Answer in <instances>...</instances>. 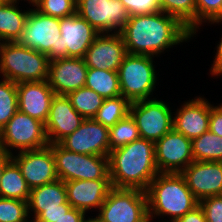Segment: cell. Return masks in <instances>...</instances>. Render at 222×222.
I'll use <instances>...</instances> for the list:
<instances>
[{
	"instance_id": "6da1fadb",
	"label": "cell",
	"mask_w": 222,
	"mask_h": 222,
	"mask_svg": "<svg viewBox=\"0 0 222 222\" xmlns=\"http://www.w3.org/2000/svg\"><path fill=\"white\" fill-rule=\"evenodd\" d=\"M120 34L128 54L151 57L159 56L164 50L193 37L176 17L162 11L130 16Z\"/></svg>"
},
{
	"instance_id": "7a4b0ae2",
	"label": "cell",
	"mask_w": 222,
	"mask_h": 222,
	"mask_svg": "<svg viewBox=\"0 0 222 222\" xmlns=\"http://www.w3.org/2000/svg\"><path fill=\"white\" fill-rule=\"evenodd\" d=\"M108 166L112 187L146 191L159 173L154 142L139 138L110 151Z\"/></svg>"
},
{
	"instance_id": "3957f363",
	"label": "cell",
	"mask_w": 222,
	"mask_h": 222,
	"mask_svg": "<svg viewBox=\"0 0 222 222\" xmlns=\"http://www.w3.org/2000/svg\"><path fill=\"white\" fill-rule=\"evenodd\" d=\"M146 194L148 218L151 220L156 216H170V220L162 222H174L199 205L180 173H158L150 182Z\"/></svg>"
},
{
	"instance_id": "277c9868",
	"label": "cell",
	"mask_w": 222,
	"mask_h": 222,
	"mask_svg": "<svg viewBox=\"0 0 222 222\" xmlns=\"http://www.w3.org/2000/svg\"><path fill=\"white\" fill-rule=\"evenodd\" d=\"M50 60L36 50L15 42H0V73L16 84L43 82L48 78Z\"/></svg>"
},
{
	"instance_id": "5b68a950",
	"label": "cell",
	"mask_w": 222,
	"mask_h": 222,
	"mask_svg": "<svg viewBox=\"0 0 222 222\" xmlns=\"http://www.w3.org/2000/svg\"><path fill=\"white\" fill-rule=\"evenodd\" d=\"M153 58L127 53L118 68L121 95L131 103L151 99L157 82Z\"/></svg>"
},
{
	"instance_id": "8992f818",
	"label": "cell",
	"mask_w": 222,
	"mask_h": 222,
	"mask_svg": "<svg viewBox=\"0 0 222 222\" xmlns=\"http://www.w3.org/2000/svg\"><path fill=\"white\" fill-rule=\"evenodd\" d=\"M49 146L53 151L58 179L64 182L110 179L107 156L75 153L66 150L59 143Z\"/></svg>"
},
{
	"instance_id": "52a82bcc",
	"label": "cell",
	"mask_w": 222,
	"mask_h": 222,
	"mask_svg": "<svg viewBox=\"0 0 222 222\" xmlns=\"http://www.w3.org/2000/svg\"><path fill=\"white\" fill-rule=\"evenodd\" d=\"M60 18L30 9L24 31L18 42L29 49L45 54L48 59L62 58Z\"/></svg>"
},
{
	"instance_id": "ba28073f",
	"label": "cell",
	"mask_w": 222,
	"mask_h": 222,
	"mask_svg": "<svg viewBox=\"0 0 222 222\" xmlns=\"http://www.w3.org/2000/svg\"><path fill=\"white\" fill-rule=\"evenodd\" d=\"M97 217L101 222H146L149 219L146 191L112 187Z\"/></svg>"
},
{
	"instance_id": "9c48e42d",
	"label": "cell",
	"mask_w": 222,
	"mask_h": 222,
	"mask_svg": "<svg viewBox=\"0 0 222 222\" xmlns=\"http://www.w3.org/2000/svg\"><path fill=\"white\" fill-rule=\"evenodd\" d=\"M48 145L45 124L19 110L0 131V149L10 155L13 148L22 152Z\"/></svg>"
},
{
	"instance_id": "30bf717a",
	"label": "cell",
	"mask_w": 222,
	"mask_h": 222,
	"mask_svg": "<svg viewBox=\"0 0 222 222\" xmlns=\"http://www.w3.org/2000/svg\"><path fill=\"white\" fill-rule=\"evenodd\" d=\"M172 110L157 98L132 102L129 114L139 129L140 138L157 142L173 129Z\"/></svg>"
},
{
	"instance_id": "8fae6325",
	"label": "cell",
	"mask_w": 222,
	"mask_h": 222,
	"mask_svg": "<svg viewBox=\"0 0 222 222\" xmlns=\"http://www.w3.org/2000/svg\"><path fill=\"white\" fill-rule=\"evenodd\" d=\"M76 13L98 33H120L129 14L120 0H79Z\"/></svg>"
},
{
	"instance_id": "7c38bea8",
	"label": "cell",
	"mask_w": 222,
	"mask_h": 222,
	"mask_svg": "<svg viewBox=\"0 0 222 222\" xmlns=\"http://www.w3.org/2000/svg\"><path fill=\"white\" fill-rule=\"evenodd\" d=\"M159 173H181L193 161L192 140L172 129L154 143Z\"/></svg>"
},
{
	"instance_id": "4fadbf2b",
	"label": "cell",
	"mask_w": 222,
	"mask_h": 222,
	"mask_svg": "<svg viewBox=\"0 0 222 222\" xmlns=\"http://www.w3.org/2000/svg\"><path fill=\"white\" fill-rule=\"evenodd\" d=\"M59 144L66 150L84 155H109V128L94 119H85Z\"/></svg>"
},
{
	"instance_id": "5bb4252c",
	"label": "cell",
	"mask_w": 222,
	"mask_h": 222,
	"mask_svg": "<svg viewBox=\"0 0 222 222\" xmlns=\"http://www.w3.org/2000/svg\"><path fill=\"white\" fill-rule=\"evenodd\" d=\"M11 157L20 168L30 189L58 179L53 151L49 145L40 149L18 152Z\"/></svg>"
},
{
	"instance_id": "9a60e30c",
	"label": "cell",
	"mask_w": 222,
	"mask_h": 222,
	"mask_svg": "<svg viewBox=\"0 0 222 222\" xmlns=\"http://www.w3.org/2000/svg\"><path fill=\"white\" fill-rule=\"evenodd\" d=\"M126 54L120 33H101L87 49L83 59L88 68L117 72Z\"/></svg>"
},
{
	"instance_id": "2e32d148",
	"label": "cell",
	"mask_w": 222,
	"mask_h": 222,
	"mask_svg": "<svg viewBox=\"0 0 222 222\" xmlns=\"http://www.w3.org/2000/svg\"><path fill=\"white\" fill-rule=\"evenodd\" d=\"M180 174L198 201L222 195V162L193 161Z\"/></svg>"
},
{
	"instance_id": "e0dca14e",
	"label": "cell",
	"mask_w": 222,
	"mask_h": 222,
	"mask_svg": "<svg viewBox=\"0 0 222 222\" xmlns=\"http://www.w3.org/2000/svg\"><path fill=\"white\" fill-rule=\"evenodd\" d=\"M88 67L83 58L51 60L47 82L56 95H67L85 86Z\"/></svg>"
},
{
	"instance_id": "ac0fdd59",
	"label": "cell",
	"mask_w": 222,
	"mask_h": 222,
	"mask_svg": "<svg viewBox=\"0 0 222 222\" xmlns=\"http://www.w3.org/2000/svg\"><path fill=\"white\" fill-rule=\"evenodd\" d=\"M62 58H83L87 49L100 34L77 13L60 18Z\"/></svg>"
},
{
	"instance_id": "d6986e66",
	"label": "cell",
	"mask_w": 222,
	"mask_h": 222,
	"mask_svg": "<svg viewBox=\"0 0 222 222\" xmlns=\"http://www.w3.org/2000/svg\"><path fill=\"white\" fill-rule=\"evenodd\" d=\"M85 119L65 95H55L51 102L45 130L49 144L59 143L72 134Z\"/></svg>"
},
{
	"instance_id": "ffe728a7",
	"label": "cell",
	"mask_w": 222,
	"mask_h": 222,
	"mask_svg": "<svg viewBox=\"0 0 222 222\" xmlns=\"http://www.w3.org/2000/svg\"><path fill=\"white\" fill-rule=\"evenodd\" d=\"M212 104L205 98L195 97L183 103L173 116V129L190 140L209 130Z\"/></svg>"
},
{
	"instance_id": "44dd1931",
	"label": "cell",
	"mask_w": 222,
	"mask_h": 222,
	"mask_svg": "<svg viewBox=\"0 0 222 222\" xmlns=\"http://www.w3.org/2000/svg\"><path fill=\"white\" fill-rule=\"evenodd\" d=\"M18 110L45 124L51 102L56 95L47 80L43 82H21L16 84Z\"/></svg>"
},
{
	"instance_id": "7402d4cb",
	"label": "cell",
	"mask_w": 222,
	"mask_h": 222,
	"mask_svg": "<svg viewBox=\"0 0 222 222\" xmlns=\"http://www.w3.org/2000/svg\"><path fill=\"white\" fill-rule=\"evenodd\" d=\"M65 187L71 206L87 214L92 208L99 210L112 185L110 179L72 180Z\"/></svg>"
},
{
	"instance_id": "603a6c76",
	"label": "cell",
	"mask_w": 222,
	"mask_h": 222,
	"mask_svg": "<svg viewBox=\"0 0 222 222\" xmlns=\"http://www.w3.org/2000/svg\"><path fill=\"white\" fill-rule=\"evenodd\" d=\"M67 202L65 182L57 179L31 189L28 201V215L33 214L32 219L35 220L45 210L63 209V204Z\"/></svg>"
},
{
	"instance_id": "cb8c5ba5",
	"label": "cell",
	"mask_w": 222,
	"mask_h": 222,
	"mask_svg": "<svg viewBox=\"0 0 222 222\" xmlns=\"http://www.w3.org/2000/svg\"><path fill=\"white\" fill-rule=\"evenodd\" d=\"M18 2L20 1H0V42H15L22 36L30 10H19Z\"/></svg>"
},
{
	"instance_id": "d4e9b609",
	"label": "cell",
	"mask_w": 222,
	"mask_h": 222,
	"mask_svg": "<svg viewBox=\"0 0 222 222\" xmlns=\"http://www.w3.org/2000/svg\"><path fill=\"white\" fill-rule=\"evenodd\" d=\"M31 189L17 163L11 159L5 166L0 180V197L29 201Z\"/></svg>"
},
{
	"instance_id": "484cf974",
	"label": "cell",
	"mask_w": 222,
	"mask_h": 222,
	"mask_svg": "<svg viewBox=\"0 0 222 222\" xmlns=\"http://www.w3.org/2000/svg\"><path fill=\"white\" fill-rule=\"evenodd\" d=\"M85 86L104 99L121 96L118 72L88 68Z\"/></svg>"
},
{
	"instance_id": "4316f807",
	"label": "cell",
	"mask_w": 222,
	"mask_h": 222,
	"mask_svg": "<svg viewBox=\"0 0 222 222\" xmlns=\"http://www.w3.org/2000/svg\"><path fill=\"white\" fill-rule=\"evenodd\" d=\"M194 161L222 162V137L210 130L192 140Z\"/></svg>"
},
{
	"instance_id": "83f0119b",
	"label": "cell",
	"mask_w": 222,
	"mask_h": 222,
	"mask_svg": "<svg viewBox=\"0 0 222 222\" xmlns=\"http://www.w3.org/2000/svg\"><path fill=\"white\" fill-rule=\"evenodd\" d=\"M161 11L176 17L196 35V0H159Z\"/></svg>"
},
{
	"instance_id": "f1b7e54d",
	"label": "cell",
	"mask_w": 222,
	"mask_h": 222,
	"mask_svg": "<svg viewBox=\"0 0 222 222\" xmlns=\"http://www.w3.org/2000/svg\"><path fill=\"white\" fill-rule=\"evenodd\" d=\"M66 96L84 119H93L104 101L102 96L86 86L72 91Z\"/></svg>"
},
{
	"instance_id": "f546056e",
	"label": "cell",
	"mask_w": 222,
	"mask_h": 222,
	"mask_svg": "<svg viewBox=\"0 0 222 222\" xmlns=\"http://www.w3.org/2000/svg\"><path fill=\"white\" fill-rule=\"evenodd\" d=\"M130 104L131 102L122 95L116 98L104 99L93 119L108 128L113 127L119 120L129 114Z\"/></svg>"
},
{
	"instance_id": "4dcf8cb0",
	"label": "cell",
	"mask_w": 222,
	"mask_h": 222,
	"mask_svg": "<svg viewBox=\"0 0 222 222\" xmlns=\"http://www.w3.org/2000/svg\"><path fill=\"white\" fill-rule=\"evenodd\" d=\"M140 138L139 129L130 114L109 128V152Z\"/></svg>"
},
{
	"instance_id": "1f68e13d",
	"label": "cell",
	"mask_w": 222,
	"mask_h": 222,
	"mask_svg": "<svg viewBox=\"0 0 222 222\" xmlns=\"http://www.w3.org/2000/svg\"><path fill=\"white\" fill-rule=\"evenodd\" d=\"M18 111V93L16 83L0 80V131Z\"/></svg>"
},
{
	"instance_id": "d6a6232c",
	"label": "cell",
	"mask_w": 222,
	"mask_h": 222,
	"mask_svg": "<svg viewBox=\"0 0 222 222\" xmlns=\"http://www.w3.org/2000/svg\"><path fill=\"white\" fill-rule=\"evenodd\" d=\"M32 6L42 14L55 18H65L76 13L75 0H34Z\"/></svg>"
},
{
	"instance_id": "836d02e7",
	"label": "cell",
	"mask_w": 222,
	"mask_h": 222,
	"mask_svg": "<svg viewBox=\"0 0 222 222\" xmlns=\"http://www.w3.org/2000/svg\"><path fill=\"white\" fill-rule=\"evenodd\" d=\"M28 202L0 197V222H26Z\"/></svg>"
},
{
	"instance_id": "e575fe53",
	"label": "cell",
	"mask_w": 222,
	"mask_h": 222,
	"mask_svg": "<svg viewBox=\"0 0 222 222\" xmlns=\"http://www.w3.org/2000/svg\"><path fill=\"white\" fill-rule=\"evenodd\" d=\"M222 20V0H196V32L203 22Z\"/></svg>"
},
{
	"instance_id": "d590c367",
	"label": "cell",
	"mask_w": 222,
	"mask_h": 222,
	"mask_svg": "<svg viewBox=\"0 0 222 222\" xmlns=\"http://www.w3.org/2000/svg\"><path fill=\"white\" fill-rule=\"evenodd\" d=\"M129 16L153 14L161 11L159 0H120Z\"/></svg>"
},
{
	"instance_id": "8d00e7d4",
	"label": "cell",
	"mask_w": 222,
	"mask_h": 222,
	"mask_svg": "<svg viewBox=\"0 0 222 222\" xmlns=\"http://www.w3.org/2000/svg\"><path fill=\"white\" fill-rule=\"evenodd\" d=\"M199 205L207 222H222V195L204 198Z\"/></svg>"
},
{
	"instance_id": "74e56055",
	"label": "cell",
	"mask_w": 222,
	"mask_h": 222,
	"mask_svg": "<svg viewBox=\"0 0 222 222\" xmlns=\"http://www.w3.org/2000/svg\"><path fill=\"white\" fill-rule=\"evenodd\" d=\"M218 106H213L210 110L209 130L222 137V103Z\"/></svg>"
},
{
	"instance_id": "f35d334b",
	"label": "cell",
	"mask_w": 222,
	"mask_h": 222,
	"mask_svg": "<svg viewBox=\"0 0 222 222\" xmlns=\"http://www.w3.org/2000/svg\"><path fill=\"white\" fill-rule=\"evenodd\" d=\"M72 208L69 202L63 204V209H53L43 211L35 220L37 222H56L63 214Z\"/></svg>"
},
{
	"instance_id": "ab89813d",
	"label": "cell",
	"mask_w": 222,
	"mask_h": 222,
	"mask_svg": "<svg viewBox=\"0 0 222 222\" xmlns=\"http://www.w3.org/2000/svg\"><path fill=\"white\" fill-rule=\"evenodd\" d=\"M211 24L213 23H222V20H215L213 22H210ZM214 61L212 64V67L210 68V72L212 76H220L222 75V38L219 44L217 45L216 49V55L214 57Z\"/></svg>"
},
{
	"instance_id": "60d3db41",
	"label": "cell",
	"mask_w": 222,
	"mask_h": 222,
	"mask_svg": "<svg viewBox=\"0 0 222 222\" xmlns=\"http://www.w3.org/2000/svg\"><path fill=\"white\" fill-rule=\"evenodd\" d=\"M174 222H207L204 212L200 205L187 212L184 216L176 219Z\"/></svg>"
},
{
	"instance_id": "b9f144b4",
	"label": "cell",
	"mask_w": 222,
	"mask_h": 222,
	"mask_svg": "<svg viewBox=\"0 0 222 222\" xmlns=\"http://www.w3.org/2000/svg\"><path fill=\"white\" fill-rule=\"evenodd\" d=\"M85 216V212L72 207L67 213L57 219L56 222H82Z\"/></svg>"
},
{
	"instance_id": "7bdbcfd3",
	"label": "cell",
	"mask_w": 222,
	"mask_h": 222,
	"mask_svg": "<svg viewBox=\"0 0 222 222\" xmlns=\"http://www.w3.org/2000/svg\"><path fill=\"white\" fill-rule=\"evenodd\" d=\"M12 159L11 155L0 149V180L2 176V172L6 166V164Z\"/></svg>"
},
{
	"instance_id": "ee69618b",
	"label": "cell",
	"mask_w": 222,
	"mask_h": 222,
	"mask_svg": "<svg viewBox=\"0 0 222 222\" xmlns=\"http://www.w3.org/2000/svg\"><path fill=\"white\" fill-rule=\"evenodd\" d=\"M87 218L88 219H86V217H85L82 222H101L97 216L94 218H89V217H87Z\"/></svg>"
},
{
	"instance_id": "f6af8a7d",
	"label": "cell",
	"mask_w": 222,
	"mask_h": 222,
	"mask_svg": "<svg viewBox=\"0 0 222 222\" xmlns=\"http://www.w3.org/2000/svg\"><path fill=\"white\" fill-rule=\"evenodd\" d=\"M26 222H37L36 220H34V219H32L31 221L29 220H27Z\"/></svg>"
},
{
	"instance_id": "bcb514c9",
	"label": "cell",
	"mask_w": 222,
	"mask_h": 222,
	"mask_svg": "<svg viewBox=\"0 0 222 222\" xmlns=\"http://www.w3.org/2000/svg\"><path fill=\"white\" fill-rule=\"evenodd\" d=\"M26 1H28L29 3H32L34 0H26Z\"/></svg>"
}]
</instances>
